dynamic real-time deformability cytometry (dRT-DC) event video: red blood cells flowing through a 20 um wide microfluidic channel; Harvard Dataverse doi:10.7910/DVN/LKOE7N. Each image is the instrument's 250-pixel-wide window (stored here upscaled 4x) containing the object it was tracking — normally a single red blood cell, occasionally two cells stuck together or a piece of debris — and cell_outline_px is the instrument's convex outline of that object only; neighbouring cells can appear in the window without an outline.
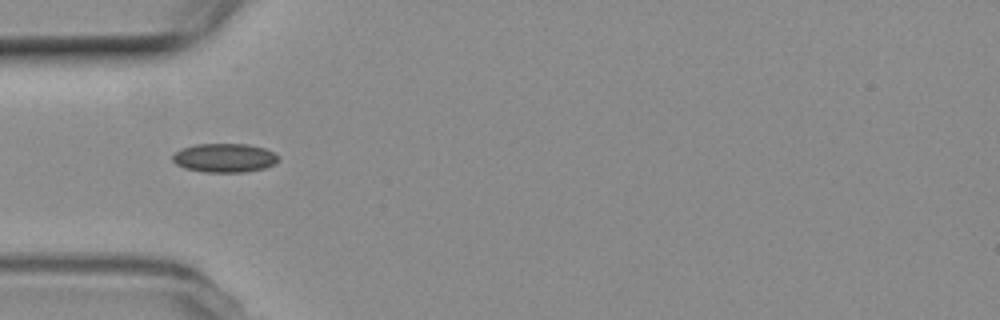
{"species": "common noctule bat (a hibernating species)", "species_latin": "Nyctalus noctula", "temperature_condition": "room temperature", "stored_images_in_passage": 12, "camera_frame_rate_fps": 3000, "um_per_image_px": 0.085, "animal": {"sex": "female", "body_mass_g": 19.3, "forearm_length_mm": 54.1}, "frame": {"image": 1, "passage_image": 6, "time_ms": 1.667, "image_size_px": [1000, 320], "cell_outline_px": [[280, 160], [276, 164], [264, 168], [244, 172], [204, 172], [184, 168], [176, 164], [172, 160], [172, 156], [180, 148], [196, 144], [248, 144], [264, 148], [280, 156]], "centroid_in_image_um": [19.09, 13.42], "position_along_channel_um": 65.9, "area_um2": 17.98}}
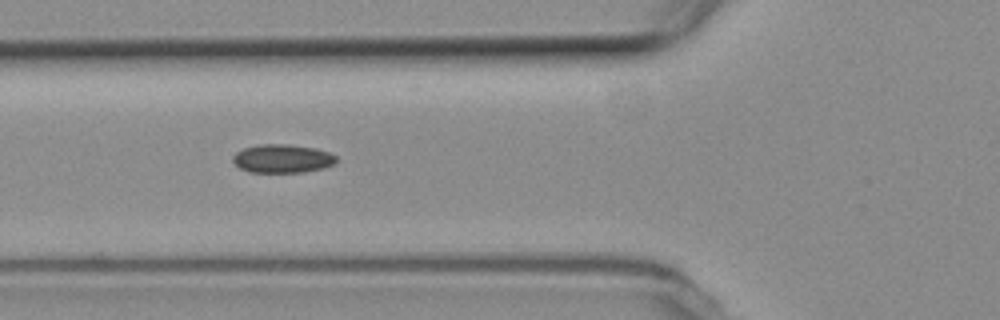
{"frame": {"image": 2, "passage_image": 9, "time_ms": 2.667, "image_size_px": [1000, 320], "cell_outline_px": [[336, 164], [324, 168], [304, 172], [248, 172], [240, 168], [232, 160], [232, 156], [236, 152], [244, 148], [260, 144], [288, 144], [316, 148], [328, 152], [336, 156]], "centroid_in_image_um": [24.01, 13.48], "position_along_channel_um": 101.8, "area_um2": 17.28}}